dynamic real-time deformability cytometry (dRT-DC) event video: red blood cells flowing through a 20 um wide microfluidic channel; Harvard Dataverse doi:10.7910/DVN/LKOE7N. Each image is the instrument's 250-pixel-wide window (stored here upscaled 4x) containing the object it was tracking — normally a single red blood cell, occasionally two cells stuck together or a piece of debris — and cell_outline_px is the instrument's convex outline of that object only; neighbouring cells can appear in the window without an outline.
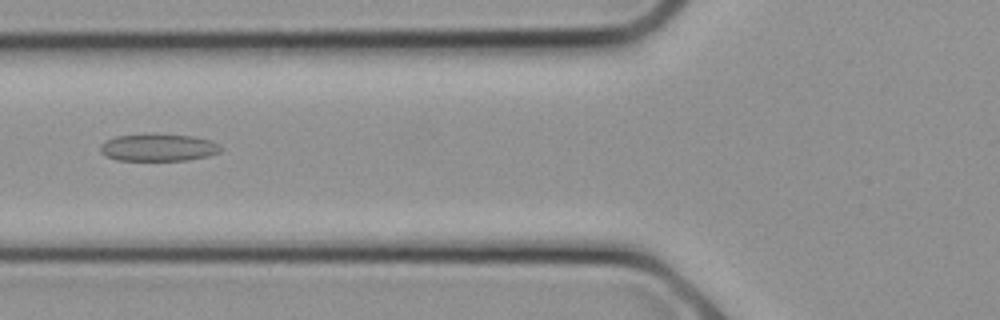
{"species": "common noctule bat (a hibernating species)", "species_latin": "Nyctalus noctula", "temperature_condition": "cold", "stored_images_in_passage": 10, "camera_frame_rate_fps": 3000, "um_per_image_px": 0.085, "animal": {"sex": "female", "body_mass_g": 21.9}, "frame": {"image": 1, "passage_image": 9, "time_ms": 2.667, "image_size_px": [1000, 320], "cell_outline_px": [[224, 148], [220, 152], [208, 156], [188, 160], [116, 160], [104, 156], [100, 152], [100, 144], [116, 136], [192, 136], [208, 140], [220, 144]], "centroid_in_image_um": [13.48, 12.58], "position_along_channel_um": 112.3, "area_um2": 18.55}}